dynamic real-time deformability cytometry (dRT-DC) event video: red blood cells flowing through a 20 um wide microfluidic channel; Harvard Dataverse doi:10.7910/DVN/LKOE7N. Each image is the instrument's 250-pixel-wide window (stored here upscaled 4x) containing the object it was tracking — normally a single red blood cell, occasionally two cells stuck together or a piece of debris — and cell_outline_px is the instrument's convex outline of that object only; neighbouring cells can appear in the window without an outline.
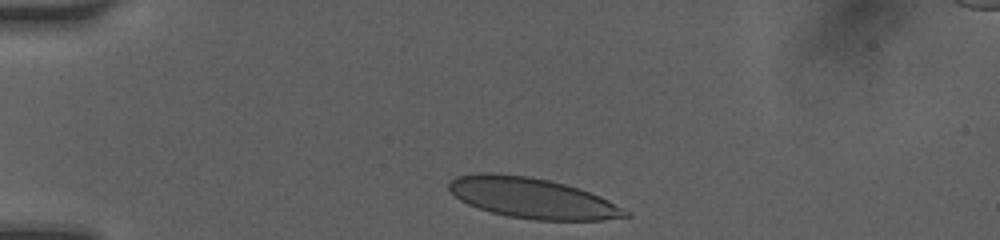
{"species": "human", "species_latin": "Homo sapiens", "temperature_condition": "room temperature", "stored_images_in_passage": 32, "camera_frame_rate_fps": 3000, "um_per_image_px": 0.085, "donor": {"sex": "female"}, "frame": {"image": 1, "passage_image": 1, "time_ms": 0.0, "image_size_px": [1000, 240], "cell_outline_px": [[632, 216], [604, 220], [536, 220], [508, 216], [492, 212], [468, 204], [460, 200], [448, 188], [448, 184], [456, 176], [480, 172], [496, 172], [528, 176], [548, 180], [564, 184], [600, 196], [632, 212]], "centroid_in_image_um": [45.26, 16.83], "position_along_channel_um": 39.7, "area_um2": 41.56}}
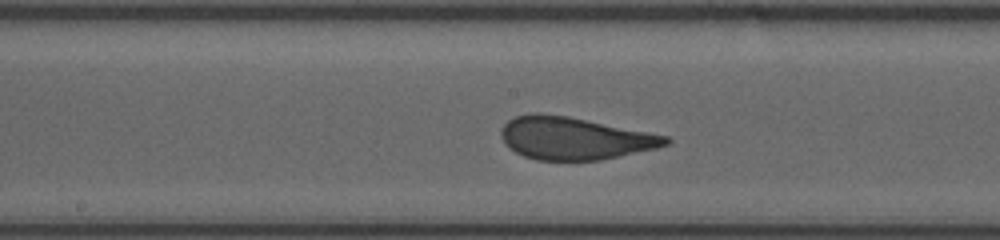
{"frame": {"image": 2, "passage_image": 16, "time_ms": 5.0, "image_size_px": [1000, 240], "cell_outline_px": [[672, 140], [668, 144], [656, 148], [600, 160], [536, 160], [524, 156], [516, 152], [504, 140], [500, 132], [504, 124], [508, 120], [516, 116], [536, 112], [568, 116], [668, 136]], "centroid_in_image_um": [48.83, 11.75], "position_along_channel_um": 199.4, "area_um2": 40.34}}
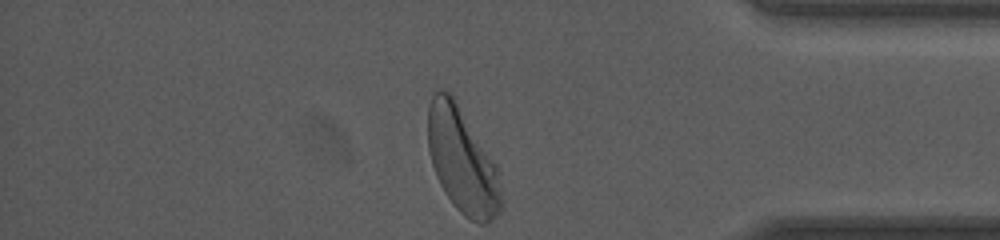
{"frame": {"image": 3, "passage_image": 32, "time_ms": 10.333, "image_size_px": [1000, 240], "cell_outline_px": [[500, 208], [492, 220], [484, 224], [480, 224], [464, 216], [452, 204], [444, 192], [436, 176], [428, 152], [428, 104], [432, 96], [440, 88], [452, 92], [496, 164], [500, 192]], "centroid_in_image_um": [39.25, 13.6], "position_along_channel_um": 396.0, "area_um2": 45.03}, "authors_computed_cell_mechanics": {"area_um2": 40.8068, "velocity_mm_per_s": 4.0913, "shape_relaxation_time_tau1_ms": 4.2767, "shape_relaxation_time_tau2_ms": null, "deformation_change_tau1": 0.152, "deformation_change_tau2": null}}